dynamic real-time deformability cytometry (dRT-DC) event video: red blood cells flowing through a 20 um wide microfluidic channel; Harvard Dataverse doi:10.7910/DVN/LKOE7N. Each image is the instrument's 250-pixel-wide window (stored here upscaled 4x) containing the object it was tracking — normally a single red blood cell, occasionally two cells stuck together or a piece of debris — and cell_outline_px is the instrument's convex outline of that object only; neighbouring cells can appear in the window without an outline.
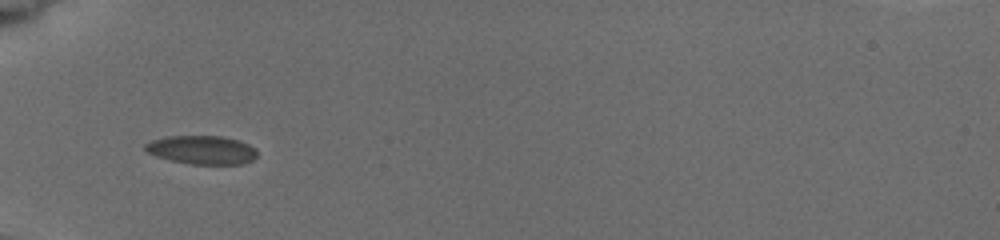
{"species": "common noctule bat (a hibernating species)", "species_latin": "Nyctalus noctula", "temperature_condition": "cold", "stored_images_in_passage": 9, "camera_frame_rate_fps": 3000, "um_per_image_px": 0.085, "animal": {"sex": "female", "body_mass_g": 19.5, "forearm_length_mm": 54.1}, "frame": {"image": 1, "passage_image": 7, "time_ms": 5.333, "image_size_px": [1000, 240], "cell_outline_px": [[256, 156], [252, 160], [240, 164], [192, 164], [172, 160], [156, 156], [148, 152], [144, 148], [144, 144], [152, 140], [168, 136], [220, 136], [236, 140], [248, 144], [256, 152]], "centroid_in_image_um": [17.12, 12.74], "position_along_channel_um": 67.9, "area_um2": 18.32}}
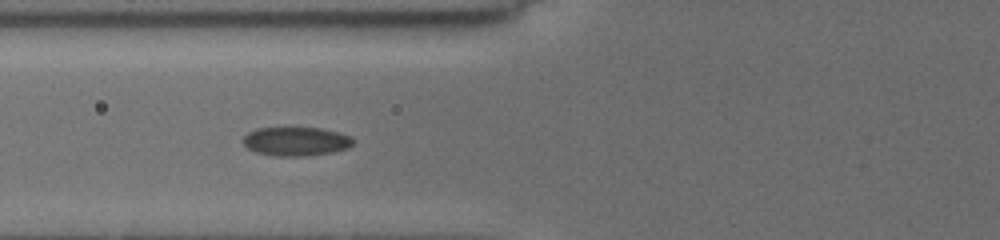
{"frame": {"image": 2, "passage_image": 8, "time_ms": 6.333, "image_size_px": [1000, 240], "cell_outline_px": [[352, 144], [348, 148], [332, 152], [308, 156], [276, 156], [256, 152], [248, 148], [240, 140], [248, 132], [256, 128], [320, 128], [336, 132], [348, 136], [352, 140]], "centroid_in_image_um": [25.1, 12.02], "position_along_channel_um": 100.7, "area_um2": 18.38}}
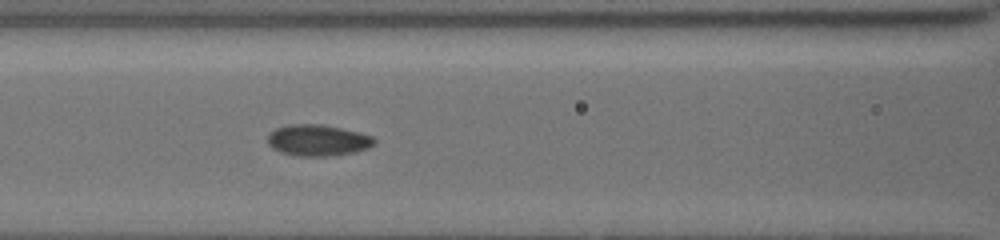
{"frame": {"image": 3, "passage_image": 9, "time_ms": 7.333, "image_size_px": [1000, 240], "cell_outline_px": [[376, 144], [368, 148], [356, 152], [332, 156], [296, 156], [280, 152], [272, 148], [268, 144], [268, 136], [276, 128], [288, 124], [320, 124], [340, 128], [372, 136], [376, 140]], "centroid_in_image_um": [27.02, 11.94], "position_along_channel_um": 139.6, "area_um2": 19.48}}